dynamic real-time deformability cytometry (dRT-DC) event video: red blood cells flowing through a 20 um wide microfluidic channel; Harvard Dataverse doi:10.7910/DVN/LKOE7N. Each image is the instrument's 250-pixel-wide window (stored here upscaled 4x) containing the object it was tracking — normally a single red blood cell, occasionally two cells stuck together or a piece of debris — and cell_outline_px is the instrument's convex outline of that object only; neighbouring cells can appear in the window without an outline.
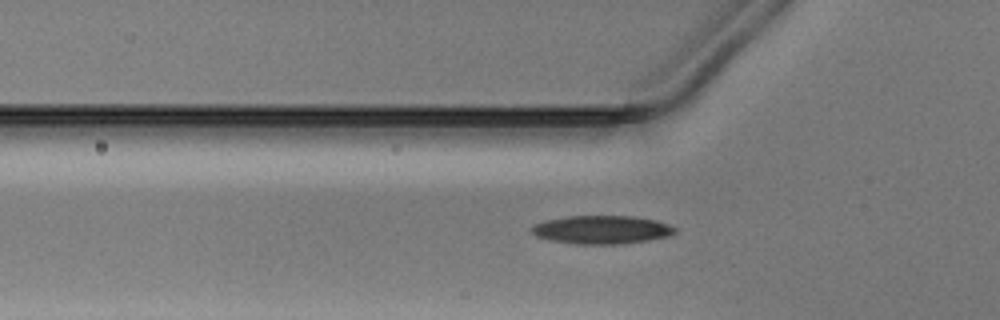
{"species": "Egyptian fruit bat (a non-hibernating species)", "species_latin": "Rousettus aegyptiacus", "temperature_condition": "warm", "stored_images_in_passage": 39, "camera_frame_rate_fps": 3000, "um_per_image_px": 0.085, "animal": {"sex": "male"}, "frame": {"image": 1, "passage_image": 8, "time_ms": 2.333, "image_size_px": [1000, 320], "cell_outline_px": [[676, 232], [672, 236], [648, 240], [620, 244], [576, 244], [552, 240], [536, 236], [532, 232], [532, 228], [536, 224], [544, 220], [568, 216], [632, 216], [656, 220], [668, 224], [676, 228]], "centroid_in_image_um": [51.19, 19.52], "position_along_channel_um": 74.6, "area_um2": 23.64}}
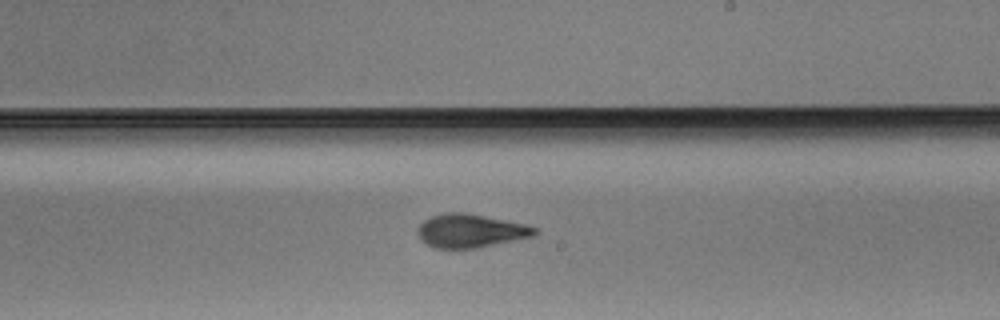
{"frame": {"image": 2, "passage_image": 21, "time_ms": 6.667, "image_size_px": [1000, 320], "cell_outline_px": [[540, 232], [536, 236], [480, 248], [436, 248], [428, 244], [416, 232], [416, 228], [424, 220], [432, 216], [444, 212], [464, 212], [524, 224], [536, 228]], "centroid_in_image_um": [40.03, 19.62], "position_along_channel_um": 249.0, "area_um2": 22.89}}
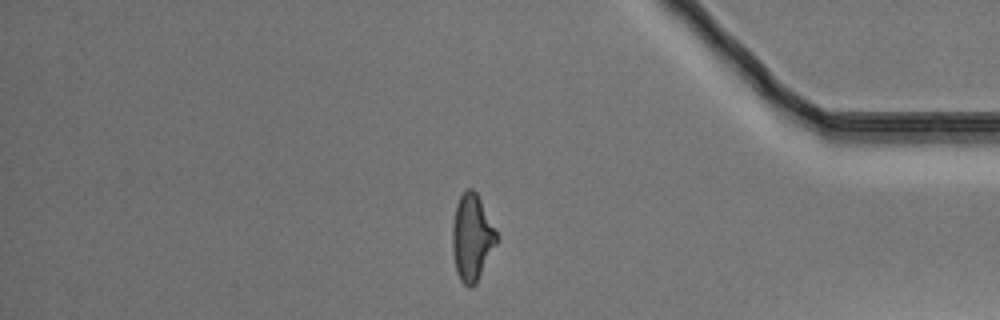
{"frame": {"image": 3, "passage_image": 34, "time_ms": 11.0, "image_size_px": [1000, 320], "cell_outline_px": [[500, 236], [476, 284], [472, 288], [468, 288], [460, 280], [456, 272], [452, 248], [452, 228], [456, 204], [460, 196], [468, 188], [472, 188], [476, 192]], "centroid_in_image_um": [40.12, 20.21], "position_along_channel_um": 395.1, "area_um2": 22.43}}